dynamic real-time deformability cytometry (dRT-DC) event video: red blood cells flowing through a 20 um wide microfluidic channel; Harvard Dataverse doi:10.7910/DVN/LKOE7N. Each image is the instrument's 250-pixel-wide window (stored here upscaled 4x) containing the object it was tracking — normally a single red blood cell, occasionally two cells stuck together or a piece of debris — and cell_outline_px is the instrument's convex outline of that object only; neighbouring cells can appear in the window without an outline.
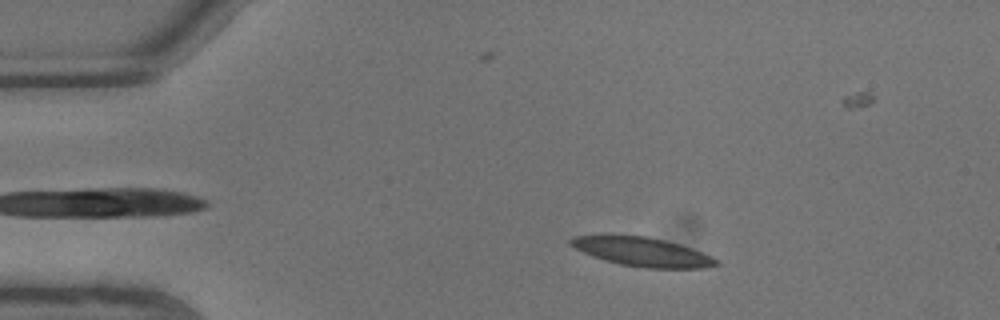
{"species": "common noctule bat (a hibernating species)", "species_latin": "Nyctalus noctula", "temperature_condition": "warm", "stored_images_in_passage": 8, "camera_frame_rate_fps": 3000, "um_per_image_px": 0.085, "animal": {"sex": "male", "body_mass_g": 13.3}, "frame": {"image": 1, "passage_image": 3, "time_ms": 0.667, "image_size_px": [1000, 320], "cell_outline_px": [[720, 264], [704, 268], [644, 268], [620, 264], [604, 260], [592, 256], [568, 244], [568, 240], [572, 236], [612, 232], [648, 236], [680, 244], [692, 248], [712, 256], [720, 260]], "centroid_in_image_um": [54.53, 21.35], "position_along_channel_um": 30.5, "area_um2": 25.55}}
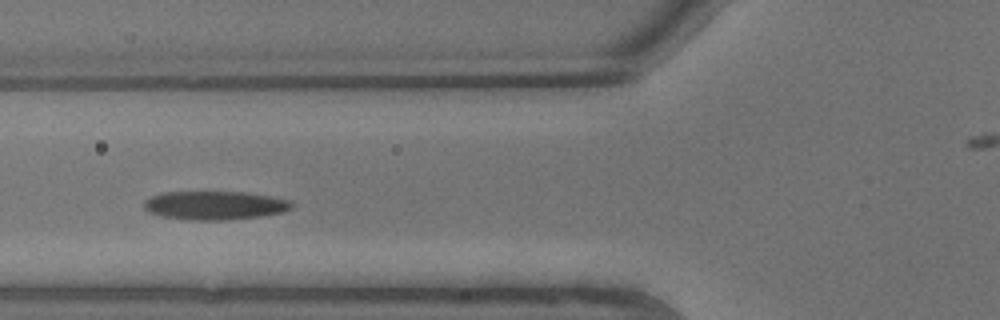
{"frame": {"image": 2, "passage_image": 7, "time_ms": 2.0, "image_size_px": [1000, 320], "cell_outline_px": [[296, 204], [292, 208], [284, 212], [260, 216], [220, 220], [192, 220], [160, 216], [148, 212], [144, 208], [144, 200], [160, 192], [248, 192], [272, 196], [292, 200]], "centroid_in_image_um": [18.29, 17.44], "position_along_channel_um": 107.5, "area_um2": 24.91}}
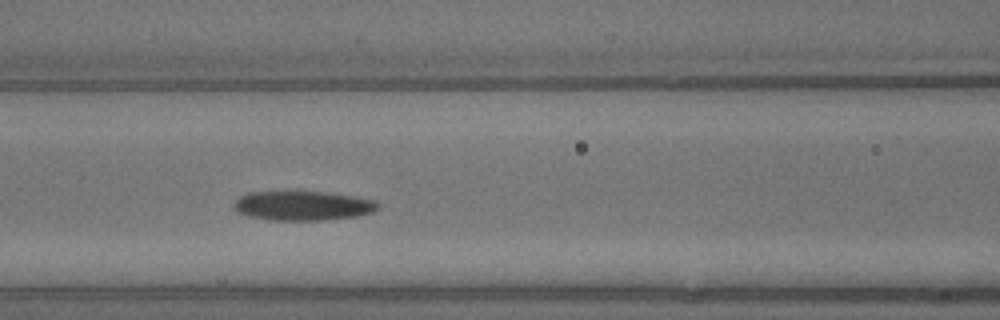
{"frame": {"image": 3, "passage_image": 8, "time_ms": 2.333, "image_size_px": [1000, 320], "cell_outline_px": [[380, 208], [372, 212], [352, 216], [320, 220], [272, 220], [248, 216], [236, 212], [232, 208], [232, 204], [240, 196], [248, 192], [288, 188], [328, 192], [356, 196], [376, 200], [380, 204]], "centroid_in_image_um": [25.66, 17.42], "position_along_channel_um": 140.9, "area_um2": 25.89}}